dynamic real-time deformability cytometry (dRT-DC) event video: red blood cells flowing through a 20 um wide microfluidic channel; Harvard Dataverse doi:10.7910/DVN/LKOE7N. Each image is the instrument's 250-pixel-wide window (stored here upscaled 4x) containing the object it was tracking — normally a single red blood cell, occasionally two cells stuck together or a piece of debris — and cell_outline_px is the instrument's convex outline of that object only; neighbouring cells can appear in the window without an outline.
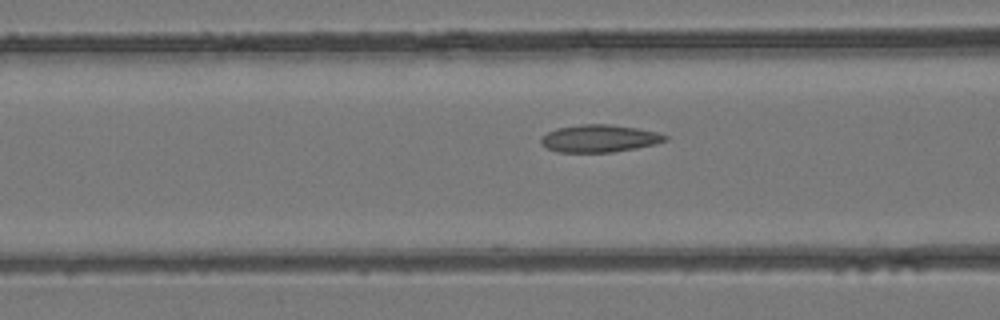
{"species": "common noctule bat (a hibernating species)", "species_latin": "Nyctalus noctula", "temperature_condition": "room temperature", "stored_images_in_passage": 7, "camera_frame_rate_fps": 3000, "um_per_image_px": 0.085, "animal": {"sex": "female", "body_mass_g": 24.6, "forearm_length_mm": 56.2}, "frame": {"image": 1, "passage_image": 7, "time_ms": 2.0, "image_size_px": [1000, 320], "cell_outline_px": [[668, 140], [656, 144], [636, 148], [612, 152], [556, 152], [540, 144], [540, 136], [556, 128], [584, 124], [608, 124], [636, 128], [656, 132], [668, 136]], "centroid_in_image_um": [50.92, 11.77], "position_along_channel_um": 115.7, "area_um2": 19.88}}